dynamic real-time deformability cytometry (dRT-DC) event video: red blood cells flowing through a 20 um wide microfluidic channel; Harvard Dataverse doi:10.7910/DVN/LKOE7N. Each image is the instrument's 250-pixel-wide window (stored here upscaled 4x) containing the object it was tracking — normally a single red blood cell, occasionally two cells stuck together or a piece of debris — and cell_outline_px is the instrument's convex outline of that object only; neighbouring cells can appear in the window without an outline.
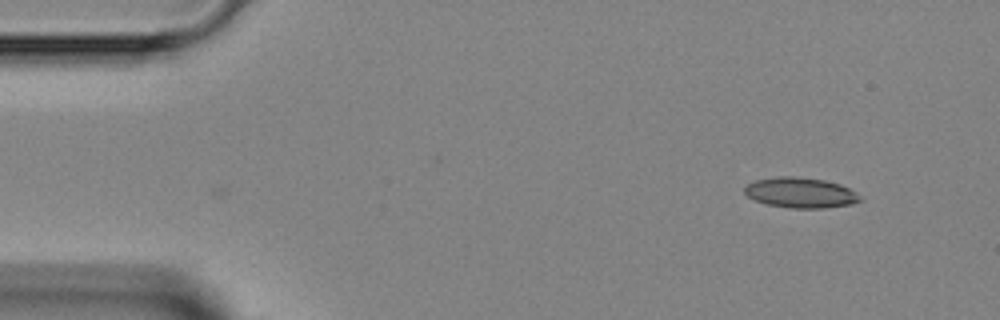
{"species": "Egyptian fruit bat (a non-hibernating species)", "species_latin": "Rousettus aegyptiacus", "temperature_condition": "room temperature", "stored_images_in_passage": 3, "camera_frame_rate_fps": 3000, "um_per_image_px": 0.085, "animal": {"sex": "female"}, "frame": {"image": 1, "passage_image": 3, "time_ms": 0.667, "image_size_px": [1000, 320], "cell_outline_px": [[864, 200], [852, 204], [824, 208], [792, 208], [768, 204], [752, 200], [744, 192], [744, 188], [748, 184], [756, 180], [776, 176], [792, 176], [824, 180], [840, 184], [864, 196]], "centroid_in_image_um": [68.08, 16.38], "position_along_channel_um": 16.9, "area_um2": 20.58}}